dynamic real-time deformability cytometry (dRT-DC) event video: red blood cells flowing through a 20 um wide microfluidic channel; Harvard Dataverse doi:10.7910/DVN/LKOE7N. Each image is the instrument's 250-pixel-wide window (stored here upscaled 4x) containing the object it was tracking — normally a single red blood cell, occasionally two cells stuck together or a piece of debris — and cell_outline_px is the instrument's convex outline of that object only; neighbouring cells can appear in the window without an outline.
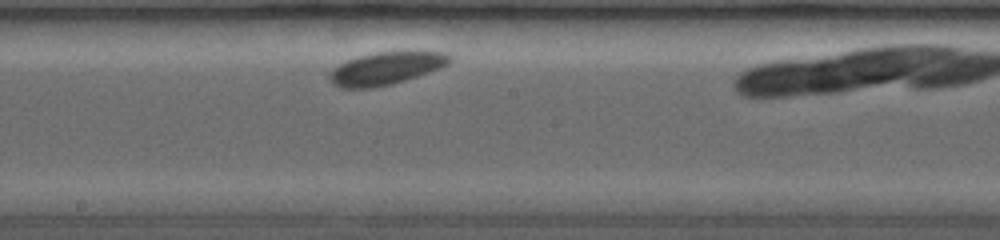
{"species": "common noctule bat (a hibernating species)", "species_latin": "Nyctalus noctula", "temperature_condition": "room temperature", "stored_images_in_passage": 17, "camera_frame_rate_fps": 3500, "um_per_image_px": 0.085, "animal": {"sex": "female", "body_mass_g": 19.0, "forearm_length_mm": 53.3}, "frame": {"image": 1, "passage_image": 12, "time_ms": 3.143, "image_size_px": [1000, 240], "cell_outline_px": [[452, 60], [448, 64], [440, 68], [392, 84], [372, 88], [340, 88], [332, 84], [328, 80], [332, 68], [348, 60], [360, 56], [376, 52], [444, 52], [452, 56]], "centroid_in_image_um": [32.78, 5.82], "position_along_channel_um": 215.4, "area_um2": 22.6}}